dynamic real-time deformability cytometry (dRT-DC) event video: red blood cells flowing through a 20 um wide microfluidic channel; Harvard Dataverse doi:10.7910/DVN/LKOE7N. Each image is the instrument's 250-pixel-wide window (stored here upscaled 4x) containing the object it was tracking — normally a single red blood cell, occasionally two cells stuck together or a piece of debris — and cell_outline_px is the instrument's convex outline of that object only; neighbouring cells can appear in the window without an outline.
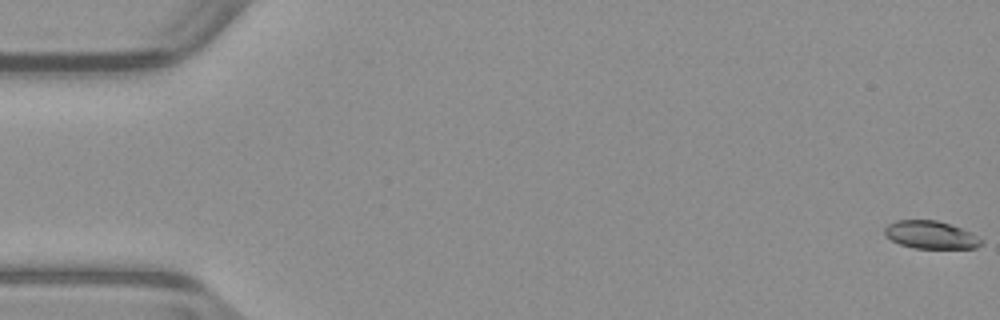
{"species": "common noctule bat (a hibernating species)", "species_latin": "Nyctalus noctula", "temperature_condition": "warm", "stored_images_in_passage": 53, "camera_frame_rate_fps": 3000, "um_per_image_px": 0.085, "animal": {"sex": "male", "body_mass_g": 23.1, "forearm_length_mm": 52.7}, "frame": {"image": 1, "passage_image": 1, "time_ms": 0.0, "image_size_px": [1000, 320], "cell_outline_px": [[984, 244], [976, 248], [912, 248], [900, 244], [884, 236], [884, 228], [888, 224], [896, 220], [936, 220], [972, 232], [984, 240]], "centroid_in_image_um": [79.13, 19.97], "position_along_channel_um": 5.9, "area_um2": 15.78}}
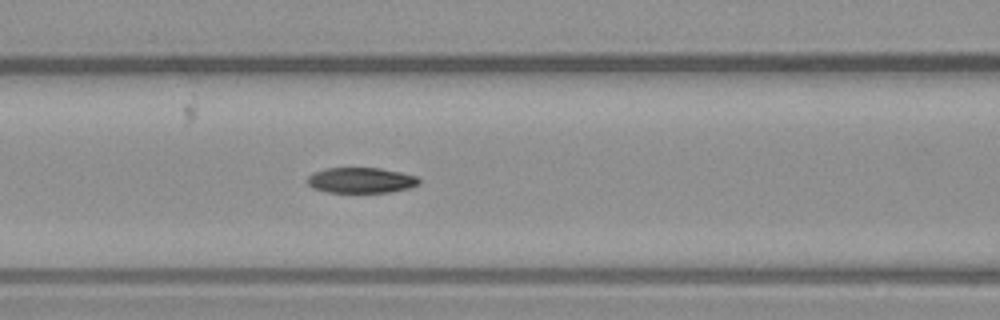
{"frame": {"image": 2, "passage_image": 23, "time_ms": 7.333, "image_size_px": [1000, 320], "cell_outline_px": [[420, 184], [408, 188], [388, 192], [328, 192], [312, 188], [308, 184], [308, 176], [312, 172], [324, 168], [380, 168], [400, 172], [416, 176], [420, 180]], "centroid_in_image_um": [30.66, 15.32], "position_along_channel_um": 135.9, "area_um2": 16.59}}
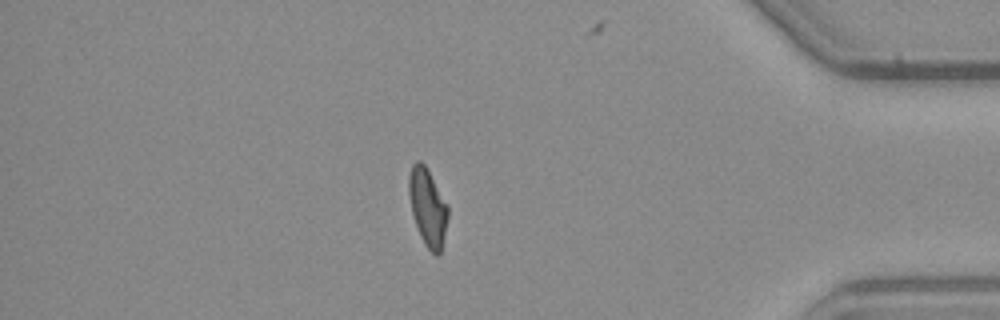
{"frame": {"image": 3, "passage_image": 46, "time_ms": 15.0, "image_size_px": [1000, 320], "cell_outline_px": [[448, 216], [444, 236], [440, 252], [436, 256], [424, 244], [420, 236], [412, 212], [408, 192], [408, 176], [412, 164], [416, 160], [420, 160], [424, 164], [448, 204]], "centroid_in_image_um": [36.34, 17.58], "position_along_channel_um": 398.9, "area_um2": 17.51}, "authors_computed_cell_mechanics": {"area_um2": 17.34, "velocity_mm_per_s": 3.9433, "shape_relaxation_time_tau1_ms": 4.9346, "shape_relaxation_time_tau2_ms": 3.0179, "deformation_change_tau1": 0.1753, "deformation_change_tau2": 0.0842}}